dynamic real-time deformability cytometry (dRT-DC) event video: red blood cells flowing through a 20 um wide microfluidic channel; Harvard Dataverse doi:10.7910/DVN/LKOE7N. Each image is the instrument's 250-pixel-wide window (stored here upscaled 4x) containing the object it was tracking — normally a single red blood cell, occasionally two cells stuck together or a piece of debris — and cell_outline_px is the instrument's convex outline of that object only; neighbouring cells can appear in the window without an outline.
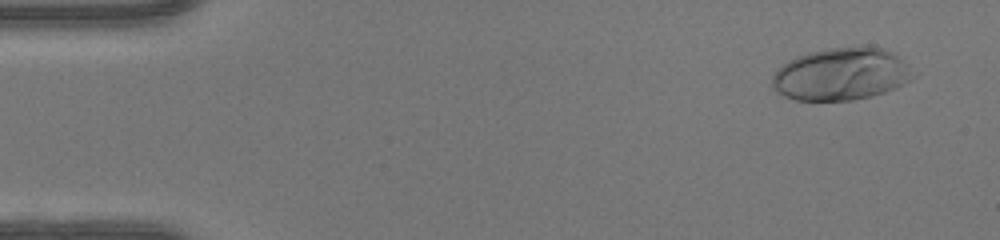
{"species": "human", "species_latin": "Homo sapiens", "temperature_condition": "warm", "stored_images_in_passage": 50, "camera_frame_rate_fps": 3000, "um_per_image_px": 0.085, "donor": {"sex": "female"}, "frame": {"image": 1, "passage_image": 4, "time_ms": 1.0, "image_size_px": [1000, 240], "cell_outline_px": [[908, 80], [896, 88], [884, 92], [852, 100], [796, 100], [784, 96], [776, 92], [772, 84], [772, 76], [788, 60], [796, 56], [808, 52], [828, 48], [868, 44], [884, 48], [892, 52], [904, 64]], "centroid_in_image_um": [71.4, 6.27], "position_along_channel_um": 13.6, "area_um2": 42.48}}
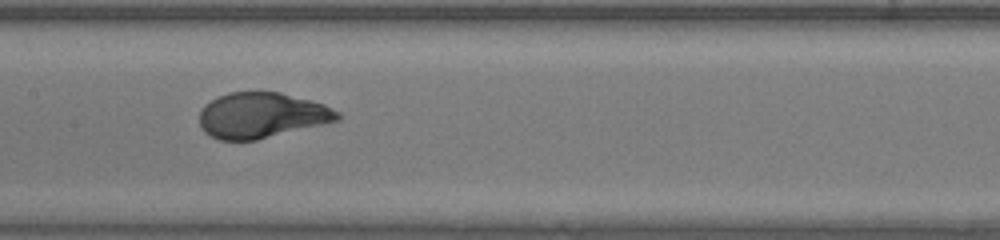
{"frame": {"image": 2, "passage_image": 25, "time_ms": 8.0, "image_size_px": [1000, 240], "cell_outline_px": [[340, 120], [324, 124], [256, 140], [220, 140], [204, 132], [200, 124], [200, 108], [204, 104], [216, 96], [228, 92], [280, 92], [312, 100], [324, 104], [340, 112]], "centroid_in_image_um": [22.24, 9.79], "position_along_channel_um": 185.2, "area_um2": 36.82}}
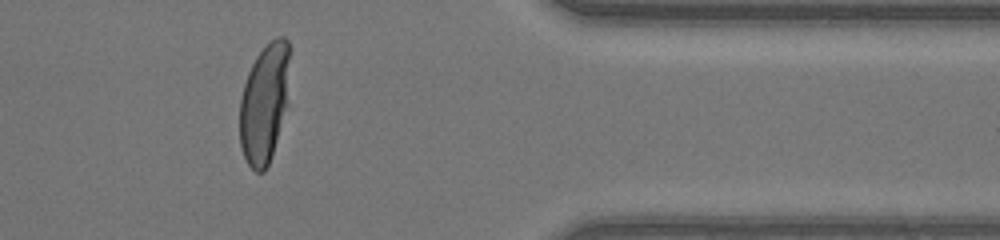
{"frame": {"image": 3, "passage_image": 41, "time_ms": 13.333, "image_size_px": [1000, 240], "cell_outline_px": [[292, 48], [288, 104], [272, 156], [264, 172], [256, 172], [248, 164], [244, 156], [240, 144], [240, 100], [244, 84], [248, 72], [256, 56], [276, 36], [284, 36], [288, 40]], "centroid_in_image_um": [22.53, 8.71], "position_along_channel_um": 388.9, "area_um2": 35.6}, "authors_computed_cell_mechanics": {"area_um2": 37.4255, "velocity_mm_per_s": 4.2194, "shape_relaxation_time_tau1_ms": 3.6992, "shape_relaxation_time_tau2_ms": null, "deformation_change_tau1": 0.25, "deformation_change_tau2": null}}